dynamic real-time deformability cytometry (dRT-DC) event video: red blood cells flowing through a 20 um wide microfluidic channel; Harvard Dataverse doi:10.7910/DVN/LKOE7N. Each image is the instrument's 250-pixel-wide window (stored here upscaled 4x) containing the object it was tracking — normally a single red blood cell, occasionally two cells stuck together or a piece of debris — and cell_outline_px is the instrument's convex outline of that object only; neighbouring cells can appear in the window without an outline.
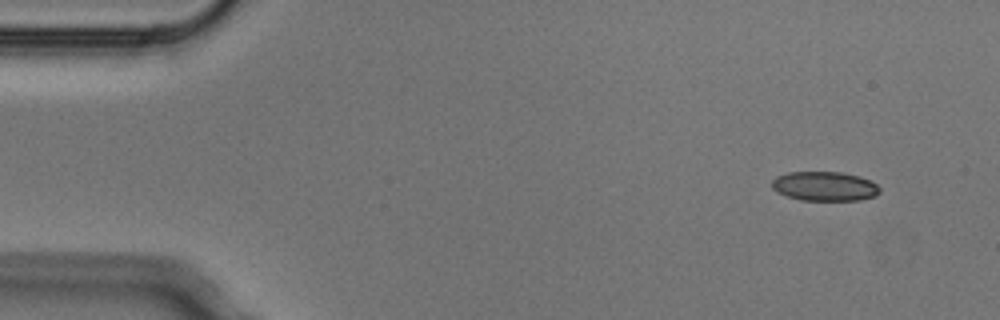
{"species": "Egyptian fruit bat (a non-hibernating species)", "species_latin": "Rousettus aegyptiacus", "temperature_condition": "cold", "stored_images_in_passage": 4, "camera_frame_rate_fps": 3000, "um_per_image_px": 0.085, "animal": {"sex": "male"}, "frame": {"image": 1, "passage_image": 1, "time_ms": 0.0, "image_size_px": [1000, 320], "cell_outline_px": [[880, 192], [876, 196], [860, 200], [800, 200], [776, 192], [772, 188], [772, 180], [776, 176], [788, 172], [840, 172], [860, 176], [872, 180], [880, 188]], "centroid_in_image_um": [70.11, 15.83], "position_along_channel_um": 14.9, "area_um2": 18.61}}